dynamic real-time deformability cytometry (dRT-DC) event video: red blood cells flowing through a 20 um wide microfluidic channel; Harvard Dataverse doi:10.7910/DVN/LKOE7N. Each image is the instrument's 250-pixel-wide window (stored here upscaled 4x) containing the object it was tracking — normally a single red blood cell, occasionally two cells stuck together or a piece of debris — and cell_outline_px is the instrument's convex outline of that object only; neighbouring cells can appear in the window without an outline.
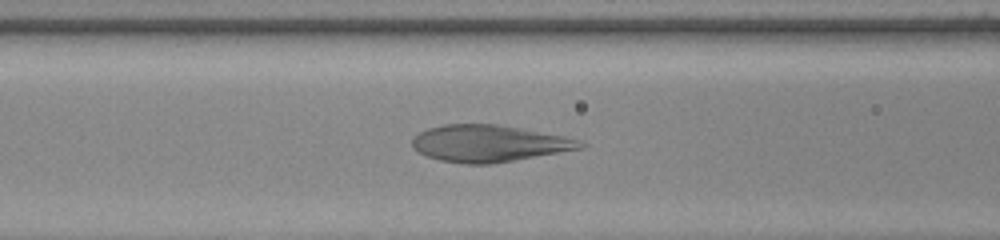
{"species": "human", "species_latin": "Homo sapiens", "temperature_condition": "warm", "stored_images_in_passage": 56, "camera_frame_rate_fps": 3000, "um_per_image_px": 0.085, "donor": {"sex": "female"}, "frame": {"image": 1, "passage_image": 24, "time_ms": 7.667, "image_size_px": [1000, 240], "cell_outline_px": [[588, 144], [584, 148], [516, 160], [492, 164], [464, 164], [440, 160], [424, 156], [412, 148], [412, 140], [420, 132], [428, 128], [444, 124], [500, 124], [564, 136], [580, 140]], "centroid_in_image_um": [41.57, 12.2], "position_along_channel_um": 125.0, "area_um2": 36.3}}
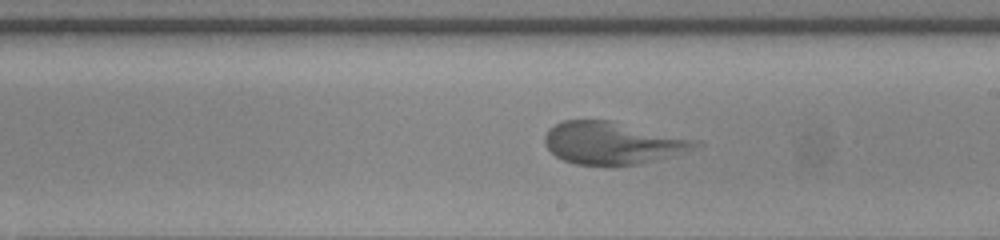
{"frame": {"image": 2, "passage_image": 33, "time_ms": 10.667, "image_size_px": [1000, 240], "cell_outline_px": [[704, 144], [696, 148], [656, 160], [636, 164], [612, 168], [608, 168], [576, 164], [564, 160], [556, 156], [544, 144], [544, 136], [548, 128], [564, 120], [608, 120], [704, 140]], "centroid_in_image_um": [52.12, 12.18], "position_along_channel_um": 236.9, "area_um2": 38.09}}
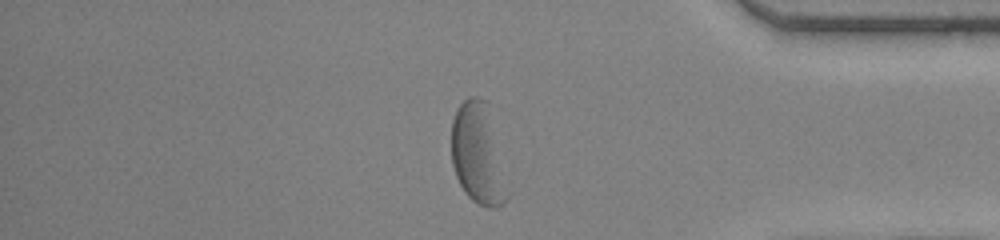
{"frame": {"image": 3, "passage_image": 47, "time_ms": 15.333, "image_size_px": [1000, 240], "cell_outline_px": [[508, 200], [504, 204], [496, 208], [488, 208], [472, 200], [464, 192], [456, 176], [452, 164], [452, 120], [460, 104], [468, 96], [476, 96], [488, 100], [508, 196]], "centroid_in_image_um": [40.61, 13.08], "position_along_channel_um": 394.6, "area_um2": 32.54}}